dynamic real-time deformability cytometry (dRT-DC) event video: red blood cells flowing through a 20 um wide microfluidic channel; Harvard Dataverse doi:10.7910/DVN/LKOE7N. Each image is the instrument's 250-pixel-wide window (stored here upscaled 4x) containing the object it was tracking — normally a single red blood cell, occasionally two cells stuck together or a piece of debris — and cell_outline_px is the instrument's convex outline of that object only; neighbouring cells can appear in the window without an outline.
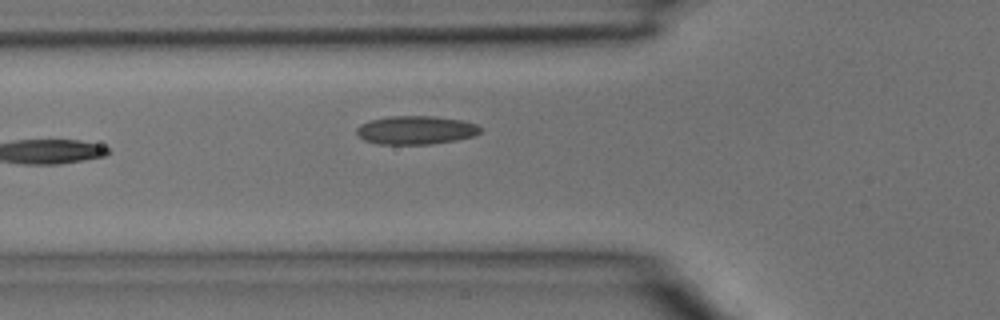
{"species": "common noctule bat (a hibernating species)", "species_latin": "Nyctalus noctula", "temperature_condition": "room temperature", "stored_images_in_passage": 3, "camera_frame_rate_fps": 3000, "um_per_image_px": 0.085, "animal": {"sex": "male", "body_mass_g": 15.6}, "frame": {"image": 1, "passage_image": 3, "time_ms": 0.667, "image_size_px": [1000, 320], "cell_outline_px": [[480, 132], [476, 136], [456, 140], [432, 144], [376, 144], [364, 140], [356, 132], [356, 128], [360, 124], [368, 120], [392, 116], [436, 116], [460, 120], [476, 124], [480, 128]], "centroid_in_image_um": [35.33, 11.06], "position_along_channel_um": 90.5, "area_um2": 20.63}}